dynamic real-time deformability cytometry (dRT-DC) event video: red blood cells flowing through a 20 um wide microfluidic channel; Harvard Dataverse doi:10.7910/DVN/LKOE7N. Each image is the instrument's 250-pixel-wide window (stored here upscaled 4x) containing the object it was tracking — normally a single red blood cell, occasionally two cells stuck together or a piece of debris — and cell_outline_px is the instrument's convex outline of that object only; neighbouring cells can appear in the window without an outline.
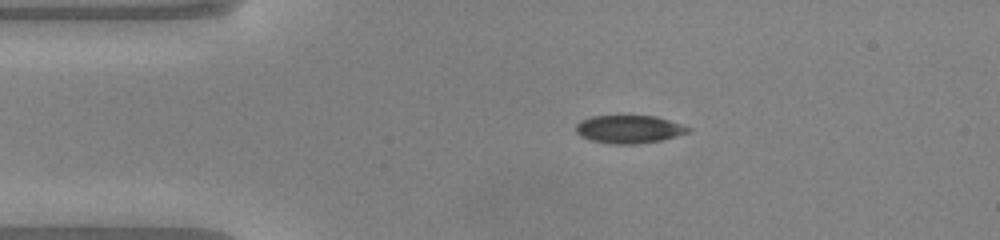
{"species": "common noctule bat (a hibernating species)", "species_latin": "Nyctalus noctula", "temperature_condition": "warm", "stored_images_in_passage": 41, "camera_frame_rate_fps": 3000, "um_per_image_px": 0.085, "animal": {"sex": "male", "body_mass_g": 20.0, "forearm_length_mm": 53.3}, "frame": {"image": 1, "passage_image": 1, "time_ms": 0.0, "image_size_px": [1000, 240], "cell_outline_px": [[692, 128], [688, 132], [660, 140], [636, 144], [608, 144], [592, 140], [580, 136], [576, 132], [576, 124], [580, 120], [592, 116], [656, 116]], "centroid_in_image_um": [53.42, 10.98], "position_along_channel_um": 31.6, "area_um2": 18.15}}
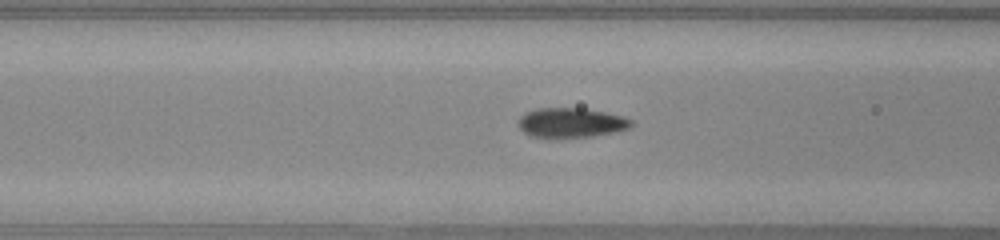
{"frame": {"image": 2, "passage_image": 10, "time_ms": 3.0, "image_size_px": [1000, 240], "cell_outline_px": [[632, 124], [628, 128], [612, 132], [588, 136], [556, 140], [532, 136], [524, 132], [520, 128], [520, 116], [524, 112], [536, 108], [584, 108], [624, 116], [632, 120]], "centroid_in_image_um": [48.5, 10.44], "position_along_channel_um": 118.1, "area_um2": 19.77}}
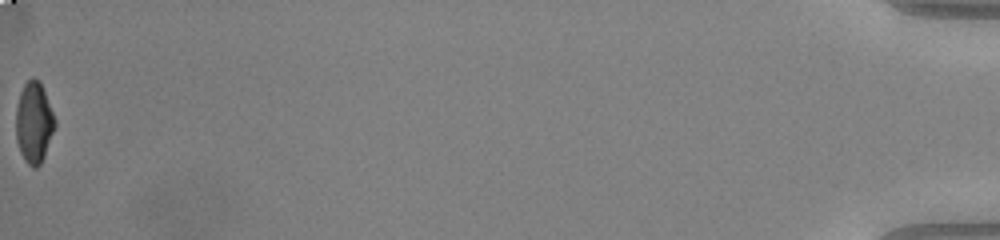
{"frame": {"image": 3, "passage_image": 41, "time_ms": 13.333, "image_size_px": [1000, 240], "cell_outline_px": [[56, 124], [44, 156], [40, 164], [36, 168], [32, 168], [24, 160], [20, 152], [16, 140], [16, 104], [20, 92], [24, 84], [32, 76], [40, 80], [56, 120]], "centroid_in_image_um": [2.87, 10.4], "position_along_channel_um": 432.3, "area_um2": 18.55}}